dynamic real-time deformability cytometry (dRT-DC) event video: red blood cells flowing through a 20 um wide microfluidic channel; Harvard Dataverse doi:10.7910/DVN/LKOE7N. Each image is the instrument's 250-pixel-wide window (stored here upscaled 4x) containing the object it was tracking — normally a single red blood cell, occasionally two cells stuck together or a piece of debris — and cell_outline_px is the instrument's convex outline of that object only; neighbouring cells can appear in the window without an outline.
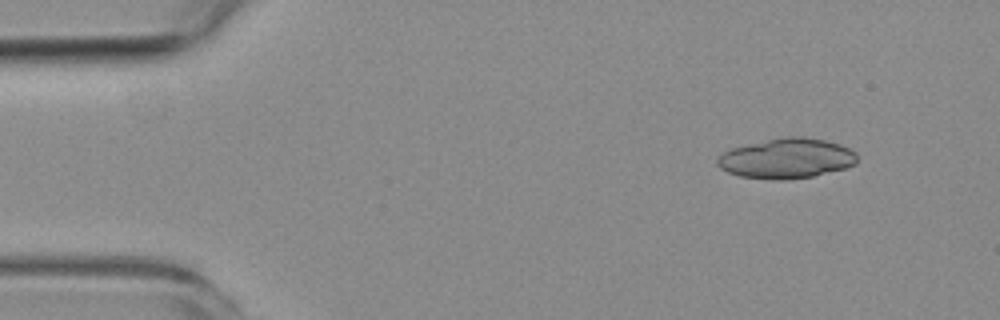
{"species": "common noctule bat (a hibernating species)", "species_latin": "Nyctalus noctula", "temperature_condition": "room temperature", "stored_images_in_passage": 6, "camera_frame_rate_fps": 3000, "um_per_image_px": 0.085, "animal": {"sex": "female", "body_mass_g": 19.3, "forearm_length_mm": 54.1}, "frame": {"image": 1, "passage_image": 2, "time_ms": 1.0, "image_size_px": [1000, 320], "cell_outline_px": [[856, 164], [844, 168], [812, 176], [780, 180], [772, 180], [740, 176], [728, 172], [720, 168], [716, 164], [716, 156], [732, 148], [748, 144], [784, 136], [804, 136], [824, 140], [840, 144], [856, 152]], "centroid_in_image_um": [66.83, 13.46], "position_along_channel_um": 18.2, "area_um2": 32.6}}